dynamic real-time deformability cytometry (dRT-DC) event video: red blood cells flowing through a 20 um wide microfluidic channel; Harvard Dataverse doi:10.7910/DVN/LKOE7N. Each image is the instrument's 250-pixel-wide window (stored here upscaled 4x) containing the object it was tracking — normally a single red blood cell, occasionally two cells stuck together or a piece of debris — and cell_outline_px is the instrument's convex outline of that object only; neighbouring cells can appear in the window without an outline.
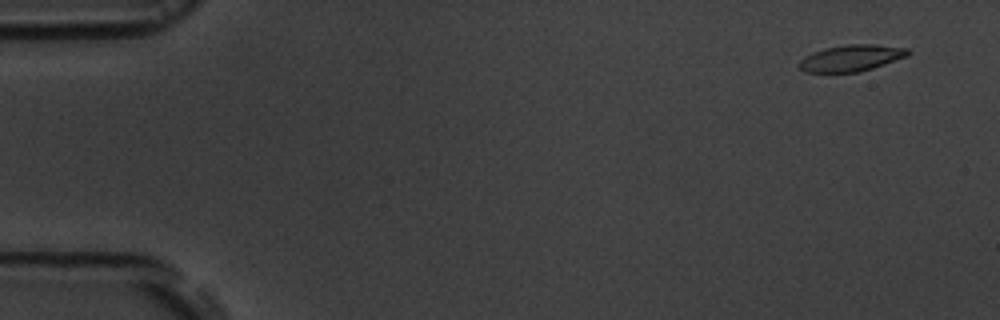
{"species": "common noctule bat (a hibernating species)", "species_latin": "Nyctalus noctula", "temperature_condition": "room temperature", "stored_images_in_passage": 4, "camera_frame_rate_fps": 3000, "um_per_image_px": 0.085, "animal": {"sex": "male", "body_mass_g": 19.5, "forearm_length_mm": 54.6}, "frame": {"image": 1, "passage_image": 1, "time_ms": 0.0, "image_size_px": [1000, 320], "cell_outline_px": [[912, 52], [908, 56], [872, 68], [856, 72], [804, 72], [796, 64], [804, 56], [812, 52], [824, 48], [848, 44], [872, 44], [908, 48]], "centroid_in_image_um": [72.34, 4.93], "position_along_channel_um": 12.7, "area_um2": 16.82}}